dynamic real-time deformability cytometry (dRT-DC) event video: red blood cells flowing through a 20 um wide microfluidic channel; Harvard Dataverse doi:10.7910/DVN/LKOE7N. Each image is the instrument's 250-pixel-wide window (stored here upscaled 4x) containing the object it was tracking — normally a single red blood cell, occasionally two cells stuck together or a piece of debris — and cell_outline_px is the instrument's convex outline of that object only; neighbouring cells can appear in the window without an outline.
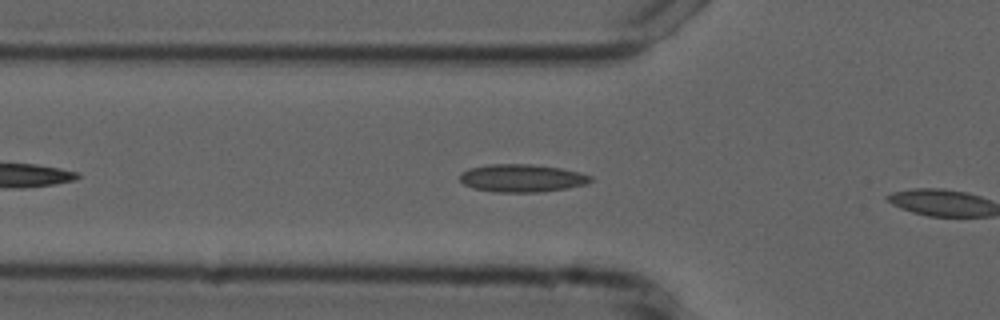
{"species": "common noctule bat (a hibernating species)", "species_latin": "Nyctalus noctula", "temperature_condition": "cold", "stored_images_in_passage": 9, "camera_frame_rate_fps": 3000, "um_per_image_px": 0.085, "animal": {"sex": "male", "forearm_length_mm": 52.5}, "frame": {"image": 1, "passage_image": 8, "time_ms": 2.333, "image_size_px": [1000, 320], "cell_outline_px": [[592, 180], [588, 184], [568, 188], [540, 192], [492, 192], [472, 188], [464, 184], [460, 180], [460, 172], [468, 168], [492, 164], [532, 164], [560, 168], [580, 172], [592, 176]], "centroid_in_image_um": [44.36, 15.14], "position_along_channel_um": 81.4, "area_um2": 21.39}}